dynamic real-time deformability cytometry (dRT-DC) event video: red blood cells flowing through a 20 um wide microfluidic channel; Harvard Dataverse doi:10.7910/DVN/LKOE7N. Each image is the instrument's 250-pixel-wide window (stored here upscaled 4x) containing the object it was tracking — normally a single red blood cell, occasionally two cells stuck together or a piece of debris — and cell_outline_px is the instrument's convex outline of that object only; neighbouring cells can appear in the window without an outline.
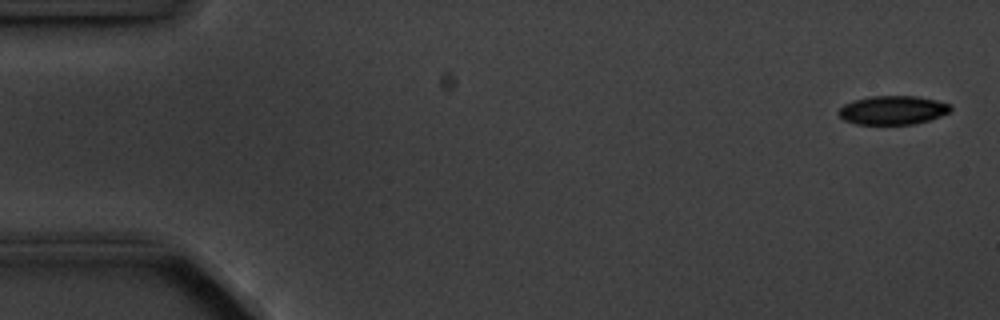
{"species": "common noctule bat (a hibernating species)", "species_latin": "Nyctalus noctula", "temperature_condition": "cold", "stored_images_in_passage": 5, "camera_frame_rate_fps": 3000, "um_per_image_px": 0.085, "animal": {"sex": "male", "body_mass_g": 20.1, "forearm_length_mm": 53.5}, "frame": {"image": 1, "passage_image": 1, "time_ms": 0.0, "image_size_px": [1000, 320], "cell_outline_px": [[952, 108], [948, 112], [940, 116], [928, 120], [912, 124], [856, 124], [844, 120], [836, 112], [844, 104], [856, 100], [872, 96], [916, 96], [936, 100], [952, 104]], "centroid_in_image_um": [75.88, 9.36], "position_along_channel_um": 9.1, "area_um2": 18.67}}
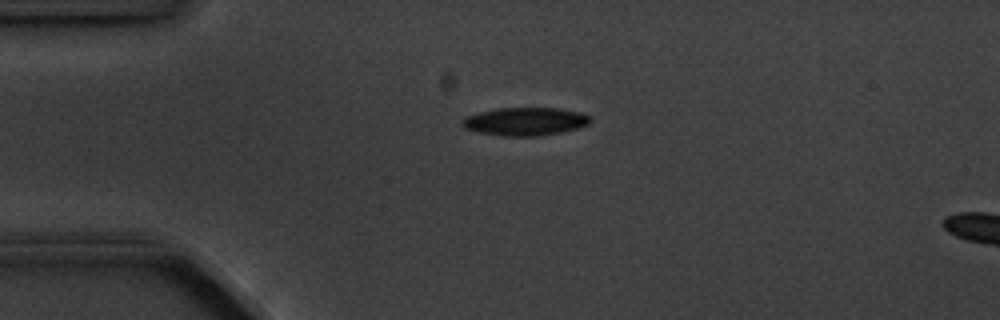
{"frame": {"image": 2, "passage_image": 4, "time_ms": 3.667, "image_size_px": [1000, 320], "cell_outline_px": [[592, 120], [588, 124], [576, 128], [560, 132], [540, 136], [504, 136], [476, 132], [464, 128], [460, 124], [468, 116], [480, 112], [496, 108], [560, 108], [580, 112], [588, 116]], "centroid_in_image_um": [44.63, 10.32], "position_along_channel_um": 40.4, "area_um2": 20.87}}